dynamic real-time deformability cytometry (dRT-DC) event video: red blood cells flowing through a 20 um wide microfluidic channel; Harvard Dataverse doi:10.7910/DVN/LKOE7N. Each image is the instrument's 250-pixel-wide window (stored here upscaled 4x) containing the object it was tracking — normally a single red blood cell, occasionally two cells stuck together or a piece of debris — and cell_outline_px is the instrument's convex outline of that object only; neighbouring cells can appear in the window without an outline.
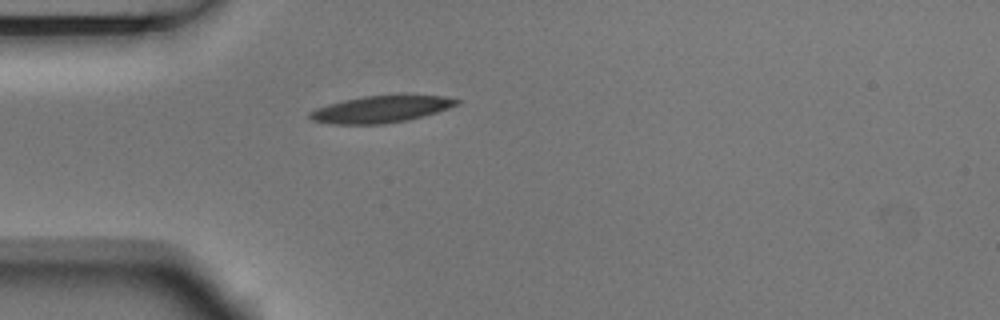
{"species": "Egyptian fruit bat (a non-hibernating species)", "species_latin": "Rousettus aegyptiacus", "temperature_condition": "room temperature", "stored_images_in_passage": 1, "camera_frame_rate_fps": 3000, "um_per_image_px": 0.085, "animal": {"sex": "male"}, "frame": {"image": 1, "passage_image": 1, "time_ms": 0.0, "image_size_px": [1000, 320], "cell_outline_px": [[460, 104], [436, 112], [408, 120], [384, 124], [332, 124], [312, 120], [308, 116], [308, 112], [316, 108], [328, 104], [344, 100], [364, 96], [404, 92], [444, 96], [460, 100]], "centroid_in_image_um": [32.44, 9.24], "position_along_channel_um": 52.6, "area_um2": 23.81}}